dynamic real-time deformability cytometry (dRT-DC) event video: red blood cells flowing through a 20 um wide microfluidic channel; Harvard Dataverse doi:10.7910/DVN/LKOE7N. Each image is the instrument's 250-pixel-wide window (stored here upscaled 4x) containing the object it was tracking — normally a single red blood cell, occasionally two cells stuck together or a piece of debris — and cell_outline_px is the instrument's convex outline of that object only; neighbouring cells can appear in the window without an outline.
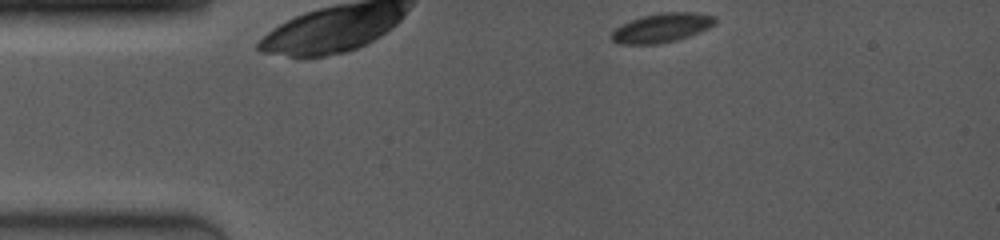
{"species": "common noctule bat (a hibernating species)", "species_latin": "Nyctalus noctula", "temperature_condition": "room temperature", "stored_images_in_passage": 15, "camera_frame_rate_fps": 4000, "um_per_image_px": 0.085, "animal": {"sex": "female", "body_mass_g": 19.0, "forearm_length_mm": 53.3}, "frame": {"image": 1, "passage_image": 1, "time_ms": 0.0, "image_size_px": [1000, 240], "cell_outline_px": [[716, 24], [708, 28], [676, 40], [660, 44], [624, 44], [612, 40], [612, 32], [616, 28], [640, 16], [660, 12], [696, 12], [716, 16]], "centroid_in_image_um": [56.29, 2.35], "position_along_channel_um": 28.7, "area_um2": 17.46}}
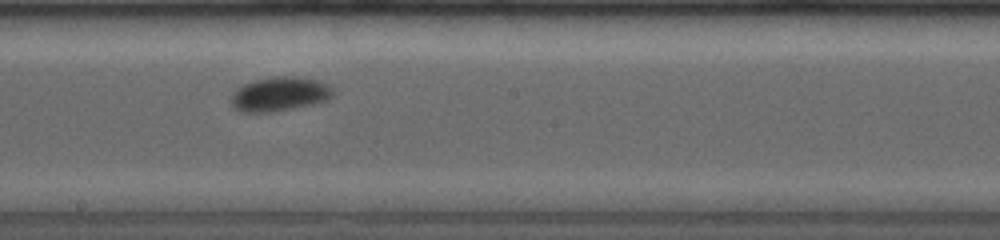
{"frame": {"image": 2, "passage_image": 9, "time_ms": 6.5, "image_size_px": [1000, 240], "cell_outline_px": [[332, 96], [324, 100], [312, 104], [272, 112], [240, 112], [232, 104], [232, 96], [244, 84], [256, 80], [272, 76], [296, 76], [316, 80], [324, 84], [332, 92]], "centroid_in_image_um": [23.73, 8.0], "position_along_channel_um": 224.5, "area_um2": 19.65}}
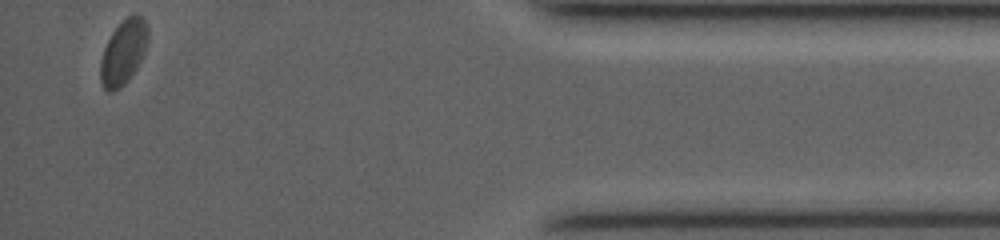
{"frame": {"image": 3, "passage_image": 15, "time_ms": 12.75, "image_size_px": [1000, 240], "cell_outline_px": [[148, 40], [144, 52], [136, 68], [128, 80], [120, 88], [112, 92], [108, 92], [100, 84], [100, 60], [104, 48], [112, 32], [128, 16], [140, 16], [148, 24]], "centroid_in_image_um": [10.47, 4.48], "position_along_channel_um": 424.7, "area_um2": 17.69}, "authors_computed_cell_mechanics": {"area_um2": 18.2648, "velocity_mm_per_s": 3.9231, "shape_relaxation_time_tau1_ms": 1.145, "shape_relaxation_time_tau2_ms": null, "deformation_change_tau1": 0.0411, "deformation_change_tau2": null}}